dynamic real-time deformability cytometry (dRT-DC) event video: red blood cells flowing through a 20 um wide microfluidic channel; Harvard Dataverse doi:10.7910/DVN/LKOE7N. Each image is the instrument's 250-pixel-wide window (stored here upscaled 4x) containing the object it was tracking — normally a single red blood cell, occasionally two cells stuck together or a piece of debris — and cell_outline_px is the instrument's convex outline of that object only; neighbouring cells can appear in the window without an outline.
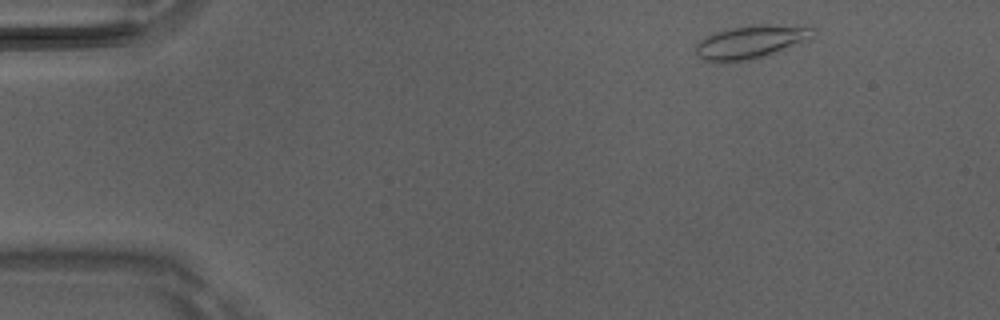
{"species": "Egyptian fruit bat (a non-hibernating species)", "species_latin": "Rousettus aegyptiacus", "temperature_condition": "room temperature", "stored_images_in_passage": 4, "camera_frame_rate_fps": 3000, "um_per_image_px": 0.085, "animal": {"sex": "male"}, "frame": {"image": 1, "passage_image": 1, "time_ms": 0.0, "image_size_px": [1000, 320], "cell_outline_px": [[816, 28], [812, 40], [752, 60], [704, 60], [696, 56], [696, 44], [700, 40], [716, 32], [728, 28], [756, 24], [768, 24]], "centroid_in_image_um": [63.88, 3.54], "position_along_channel_um": 21.1, "area_um2": 22.48}}